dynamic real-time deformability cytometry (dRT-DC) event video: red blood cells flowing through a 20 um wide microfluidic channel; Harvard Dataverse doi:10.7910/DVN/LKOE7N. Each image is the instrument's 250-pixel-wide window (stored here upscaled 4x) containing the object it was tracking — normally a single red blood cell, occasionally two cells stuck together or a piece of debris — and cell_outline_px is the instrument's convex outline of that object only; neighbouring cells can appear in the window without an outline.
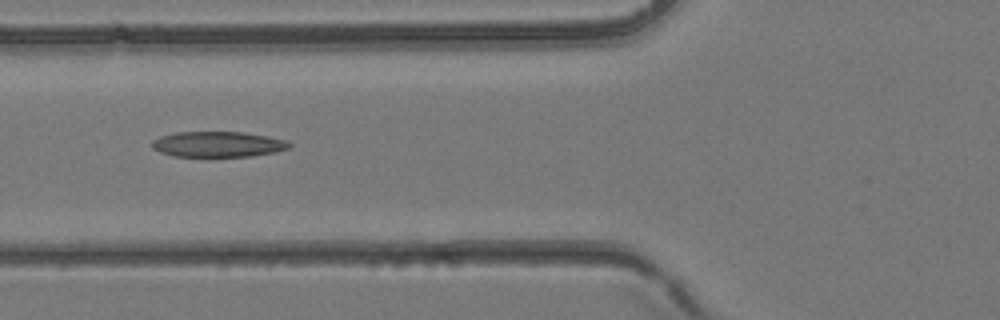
{"species": "common noctule bat (a hibernating species)", "species_latin": "Nyctalus noctula", "temperature_condition": "room temperature", "stored_images_in_passage": 2, "camera_frame_rate_fps": 3000, "um_per_image_px": 0.085, "animal": {"sex": "female", "body_mass_g": 24.6, "forearm_length_mm": 56.2}, "frame": {"image": 1, "passage_image": 2, "time_ms": 0.333, "image_size_px": [1000, 320], "cell_outline_px": [[292, 144], [288, 148], [276, 152], [252, 156], [172, 156], [160, 152], [152, 148], [152, 140], [160, 136], [176, 132], [244, 132], [268, 136], [288, 140]], "centroid_in_image_um": [18.54, 12.26], "position_along_channel_um": 107.3, "area_um2": 20.52}}